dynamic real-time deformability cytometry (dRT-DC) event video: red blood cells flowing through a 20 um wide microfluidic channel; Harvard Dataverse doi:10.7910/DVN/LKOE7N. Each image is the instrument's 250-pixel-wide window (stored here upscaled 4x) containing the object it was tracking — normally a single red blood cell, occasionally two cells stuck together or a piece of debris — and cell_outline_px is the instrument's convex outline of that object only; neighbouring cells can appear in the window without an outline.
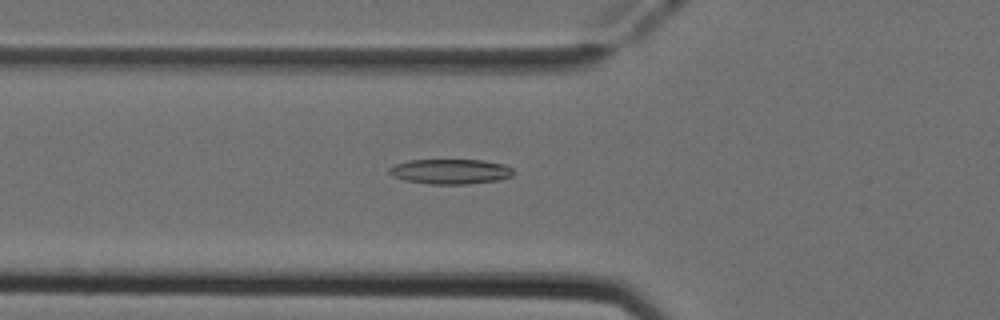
{"species": "Egyptian fruit bat (a non-hibernating species)", "species_latin": "Rousettus aegyptiacus", "temperature_condition": "cold", "stored_images_in_passage": 32, "camera_frame_rate_fps": 3000, "um_per_image_px": 0.085, "animal": {"sex": "female"}, "frame": {"image": 1, "passage_image": 6, "time_ms": 1.667, "image_size_px": [1000, 320], "cell_outline_px": [[516, 172], [512, 176], [500, 180], [468, 184], [428, 184], [404, 180], [392, 176], [388, 172], [388, 168], [396, 164], [408, 160], [480, 160], [504, 164], [512, 168]], "centroid_in_image_um": [38.3, 14.58], "position_along_channel_um": 87.5, "area_um2": 18.26}}
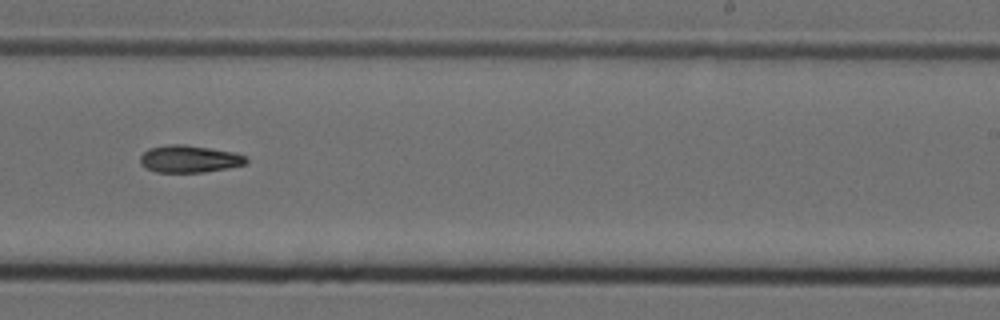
{"frame": {"image": 2, "passage_image": 20, "time_ms": 6.333, "image_size_px": [1000, 320], "cell_outline_px": [[248, 160], [244, 164], [228, 168], [204, 172], [156, 172], [140, 164], [140, 156], [148, 148], [168, 144], [184, 144], [236, 152], [248, 156]], "centroid_in_image_um": [16.11, 13.5], "position_along_channel_um": 272.9, "area_um2": 16.94}}
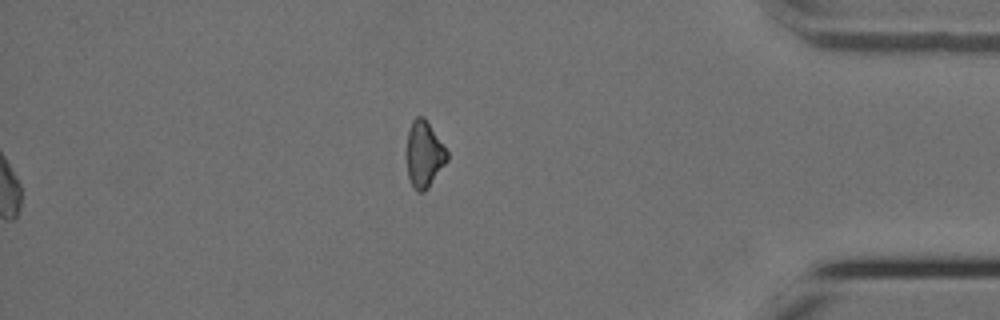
{"frame": {"image": 3, "passage_image": 32, "time_ms": 10.333, "image_size_px": [1000, 320], "cell_outline_px": [[448, 160], [428, 188], [424, 192], [416, 192], [408, 176], [408, 128], [412, 120], [416, 116], [424, 116], [448, 152]], "centroid_in_image_um": [36.07, 13.11], "position_along_channel_um": 399.1, "area_um2": 15.43}}